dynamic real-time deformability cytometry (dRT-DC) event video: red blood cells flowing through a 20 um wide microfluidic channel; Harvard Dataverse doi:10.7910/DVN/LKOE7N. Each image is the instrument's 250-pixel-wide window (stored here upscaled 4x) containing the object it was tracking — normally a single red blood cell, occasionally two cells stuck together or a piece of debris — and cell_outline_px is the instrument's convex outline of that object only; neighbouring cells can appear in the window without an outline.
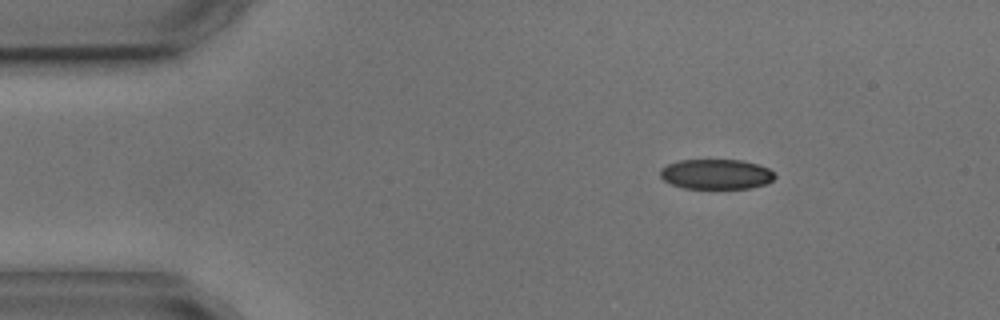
{"species": "common noctule bat (a hibernating species)", "species_latin": "Nyctalus noctula", "temperature_condition": "cold", "stored_images_in_passage": 3, "camera_frame_rate_fps": 3000, "um_per_image_px": 0.085, "animal": {"sex": "male", "body_mass_g": 17.9, "forearm_length_mm": 54.2}, "frame": {"image": 1, "passage_image": 1, "time_ms": 0.0, "image_size_px": [1000, 320], "cell_outline_px": [[776, 176], [768, 184], [748, 188], [684, 188], [672, 184], [664, 180], [660, 176], [660, 168], [668, 164], [680, 160], [744, 160], [768, 168]], "centroid_in_image_um": [60.87, 14.8], "position_along_channel_um": 24.1, "area_um2": 20.0}}